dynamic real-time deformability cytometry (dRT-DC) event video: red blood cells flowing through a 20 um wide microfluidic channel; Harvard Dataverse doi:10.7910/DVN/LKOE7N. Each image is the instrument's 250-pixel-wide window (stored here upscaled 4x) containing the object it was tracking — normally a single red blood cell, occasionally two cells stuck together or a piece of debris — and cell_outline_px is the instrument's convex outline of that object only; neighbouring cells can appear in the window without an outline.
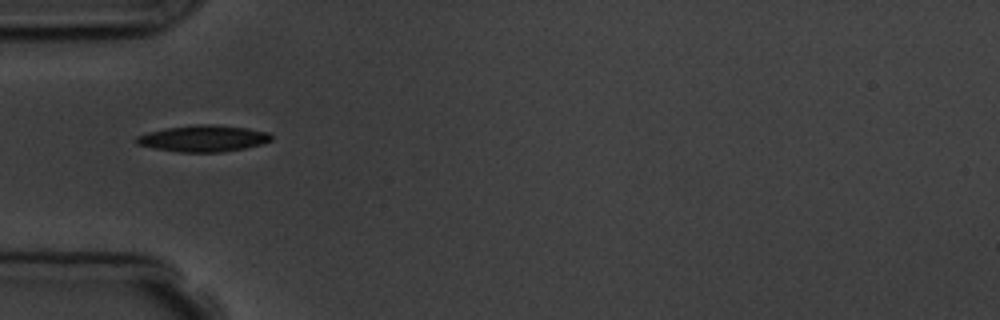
{"species": "common noctule bat (a hibernating species)", "species_latin": "Nyctalus noctula", "temperature_condition": "room temperature", "stored_images_in_passage": 3, "camera_frame_rate_fps": 3000, "um_per_image_px": 0.085, "animal": {"sex": "male", "body_mass_g": 19.5, "forearm_length_mm": 54.6}, "frame": {"image": 1, "passage_image": 1, "time_ms": 0.0, "image_size_px": [1000, 320], "cell_outline_px": [[272, 140], [260, 144], [244, 148], [220, 152], [180, 152], [156, 148], [136, 144], [136, 136], [148, 132], [164, 128], [196, 124], [212, 124], [248, 128], [268, 132], [272, 136]], "centroid_in_image_um": [17.27, 11.76], "position_along_channel_um": 67.7, "area_um2": 20.69}}